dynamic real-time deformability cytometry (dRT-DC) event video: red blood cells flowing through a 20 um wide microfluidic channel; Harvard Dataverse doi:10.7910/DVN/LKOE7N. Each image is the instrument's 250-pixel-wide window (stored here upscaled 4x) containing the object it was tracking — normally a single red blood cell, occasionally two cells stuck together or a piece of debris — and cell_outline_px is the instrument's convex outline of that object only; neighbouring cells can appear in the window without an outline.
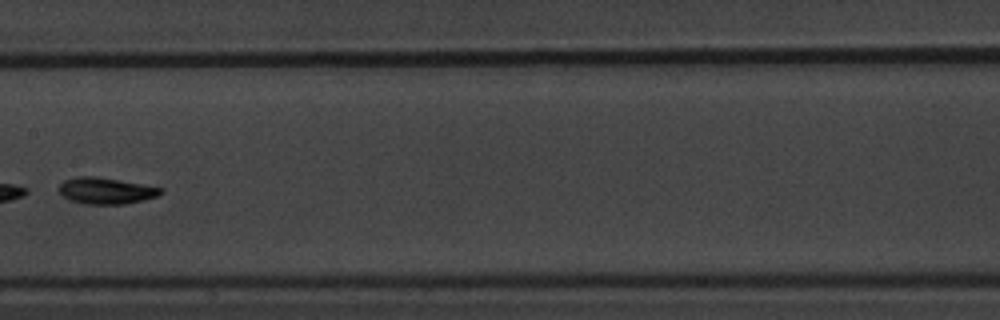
{"species": "common noctule bat (a hibernating species)", "species_latin": "Nyctalus noctula", "temperature_condition": "warm", "stored_images_in_passage": 8, "camera_frame_rate_fps": 3000, "um_per_image_px": 0.085, "animal": {"sex": "male", "body_mass_g": 20.1, "forearm_length_mm": 53.5}, "frame": {"image": 1, "passage_image": 7, "time_ms": 8.0, "image_size_px": [1000, 320], "cell_outline_px": [[164, 192], [156, 196], [144, 200], [124, 204], [84, 204], [68, 200], [56, 188], [64, 180], [76, 176], [96, 176], [120, 180], [164, 188]], "centroid_in_image_um": [8.99, 16.21], "position_along_channel_um": 198.4, "area_um2": 15.84}}
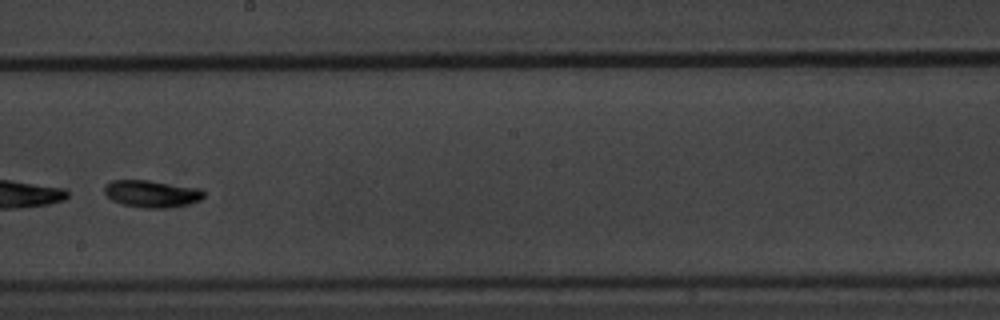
{"frame": {"image": 2, "passage_image": 8, "time_ms": 9.0, "image_size_px": [1000, 320], "cell_outline_px": [[204, 196], [200, 200], [188, 204], [168, 208], [140, 208], [124, 204], [112, 200], [104, 192], [104, 184], [112, 180], [148, 180], [200, 188], [204, 192]], "centroid_in_image_um": [12.89, 16.46], "position_along_channel_um": 235.3, "area_um2": 15.78}}